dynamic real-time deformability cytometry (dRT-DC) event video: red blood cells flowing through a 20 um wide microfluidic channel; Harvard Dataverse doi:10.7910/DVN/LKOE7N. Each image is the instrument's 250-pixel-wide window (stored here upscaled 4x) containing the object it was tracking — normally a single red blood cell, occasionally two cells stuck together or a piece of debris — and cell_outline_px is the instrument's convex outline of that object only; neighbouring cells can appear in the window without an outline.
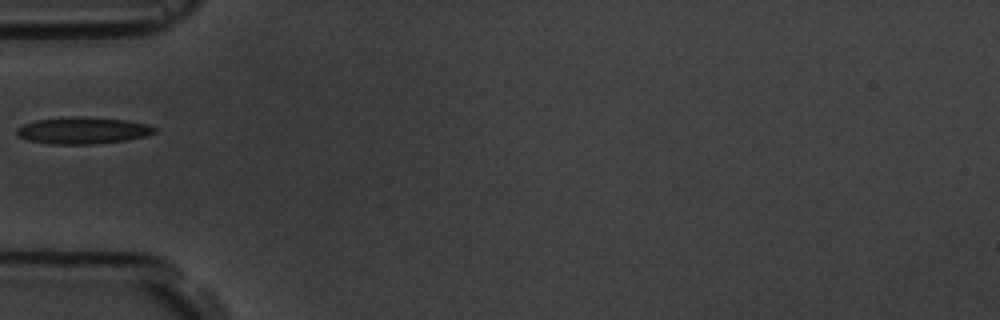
{"species": "common noctule bat (a hibernating species)", "species_latin": "Nyctalus noctula", "temperature_condition": "room temperature", "stored_images_in_passage": 7, "camera_frame_rate_fps": 3000, "um_per_image_px": 0.085, "animal": {"sex": "male", "body_mass_g": 19.5, "forearm_length_mm": 54.6}, "frame": {"image": 1, "passage_image": 6, "time_ms": 6.0, "image_size_px": [1000, 320], "cell_outline_px": [[156, 132], [144, 136], [128, 140], [92, 144], [48, 144], [28, 140], [16, 136], [16, 128], [24, 124], [36, 120], [72, 116], [80, 116], [128, 120], [148, 124], [156, 128]], "centroid_in_image_um": [7.02, 11.09], "position_along_channel_um": 78.0, "area_um2": 21.68}}
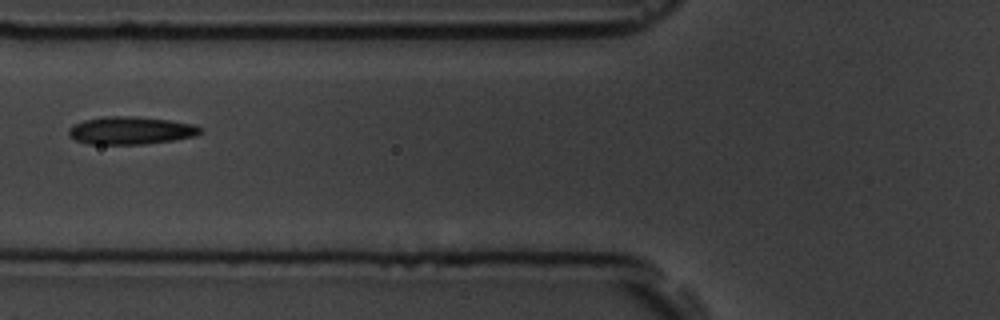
{"frame": {"image": 2, "passage_image": 7, "time_ms": 7.0, "image_size_px": [1000, 320], "cell_outline_px": [[204, 128], [196, 136], [172, 140], [144, 144], [88, 144], [76, 140], [68, 136], [68, 128], [72, 124], [84, 120], [108, 116], [136, 116], [168, 120], [196, 124]], "centroid_in_image_um": [11.11, 11.09], "position_along_channel_um": 114.7, "area_um2": 21.44}}